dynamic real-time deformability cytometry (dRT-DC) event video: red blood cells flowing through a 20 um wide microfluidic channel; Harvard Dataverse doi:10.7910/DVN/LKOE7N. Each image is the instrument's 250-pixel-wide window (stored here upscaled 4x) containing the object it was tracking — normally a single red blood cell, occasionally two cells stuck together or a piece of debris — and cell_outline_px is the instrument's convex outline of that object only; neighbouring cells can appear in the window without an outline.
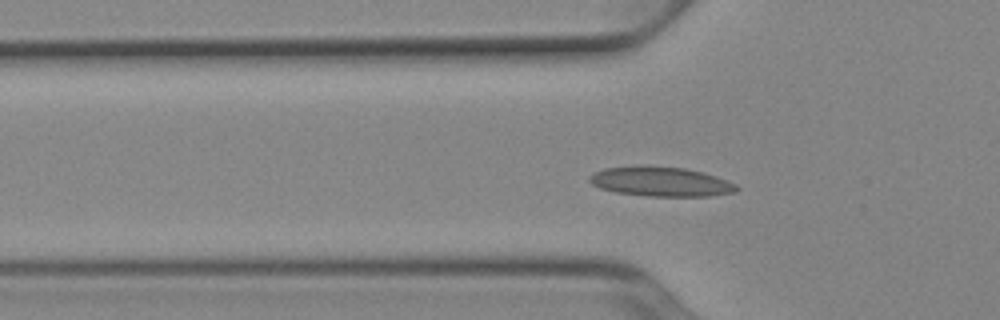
{"species": "Egyptian fruit bat (a non-hibernating species)", "species_latin": "Rousettus aegyptiacus", "temperature_condition": "cold", "stored_images_in_passage": 53, "camera_frame_rate_fps": 3000, "um_per_image_px": 0.085, "animal": {"sex": "female"}, "frame": {"image": 1, "passage_image": 17, "time_ms": 5.333, "image_size_px": [1000, 320], "cell_outline_px": [[740, 188], [736, 192], [708, 196], [648, 196], [616, 192], [600, 188], [592, 184], [588, 180], [588, 176], [592, 172], [604, 168], [640, 164], [684, 168], [716, 176], [736, 184]], "centroid_in_image_um": [56.11, 15.42], "position_along_channel_um": 69.7, "area_um2": 25.66}}
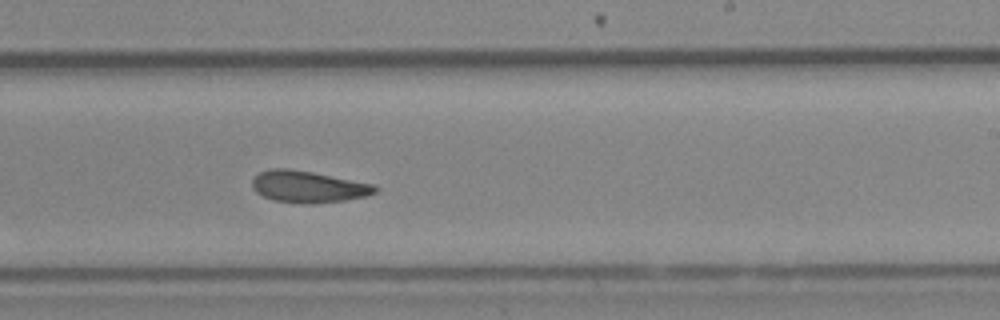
{"frame": {"image": 2, "passage_image": 32, "time_ms": 10.333, "image_size_px": [1000, 320], "cell_outline_px": [[376, 192], [368, 196], [344, 200], [312, 204], [308, 204], [272, 200], [256, 192], [252, 188], [252, 180], [260, 172], [268, 168], [288, 168], [312, 172], [372, 184], [376, 188]], "centroid_in_image_um": [26.15, 15.87], "position_along_channel_um": 262.8, "area_um2": 22.54}}
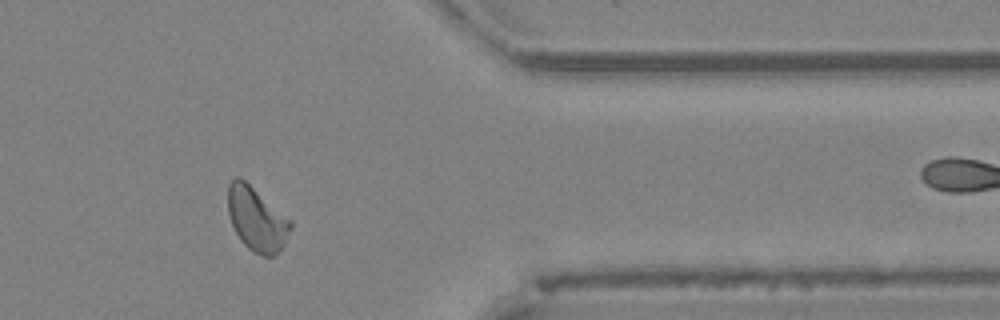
{"frame": {"image": 3, "passage_image": 43, "time_ms": 14.0, "image_size_px": [1000, 320], "cell_outline_px": [[292, 228], [284, 244], [272, 256], [264, 256], [252, 252], [240, 240], [232, 224], [228, 212], [228, 184], [236, 176], [240, 176], [292, 220]], "centroid_in_image_um": [21.82, 18.61], "position_along_channel_um": 389.6, "area_um2": 23.29}, "authors_computed_cell_mechanics": {"area_um2": 22.7732, "velocity_mm_per_s": 3.887, "shape_relaxation_time_tau1_ms": 10.8459, "shape_relaxation_time_tau2_ms": 3.4521, "deformation_change_tau1": 0.1752, "deformation_change_tau2": 0.0745}}